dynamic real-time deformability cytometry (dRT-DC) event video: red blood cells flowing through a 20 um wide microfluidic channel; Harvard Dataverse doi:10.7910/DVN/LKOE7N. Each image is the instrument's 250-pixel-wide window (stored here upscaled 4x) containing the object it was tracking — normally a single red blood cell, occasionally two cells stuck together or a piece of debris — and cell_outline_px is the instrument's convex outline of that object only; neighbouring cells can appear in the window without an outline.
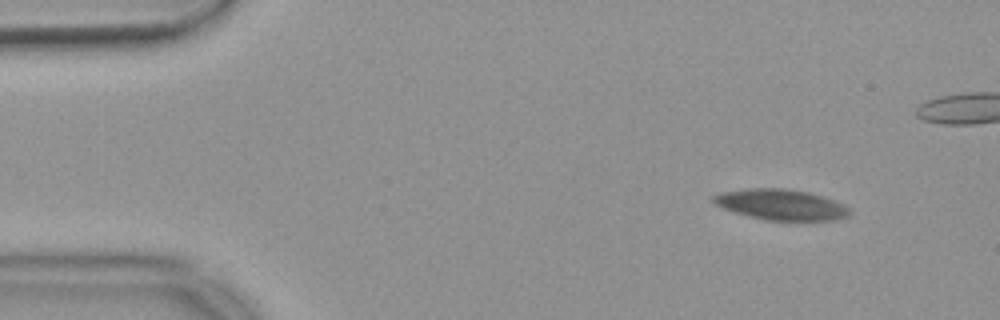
{"species": "common noctule bat (a hibernating species)", "species_latin": "Nyctalus noctula", "temperature_condition": "warm", "stored_images_in_passage": 55, "camera_frame_rate_fps": 3000, "um_per_image_px": 0.085, "animal": {"sex": "female", "body_mass_g": 18.4}, "frame": {"image": 1, "passage_image": 1, "time_ms": 0.0, "image_size_px": [1000, 320], "cell_outline_px": [[848, 216], [832, 220], [764, 220], [736, 212], [724, 208], [716, 204], [712, 200], [712, 196], [720, 192], [752, 188], [784, 188], [808, 192], [832, 200], [848, 208]], "centroid_in_image_um": [66.33, 17.38], "position_along_channel_um": 18.7, "area_um2": 23.81}}
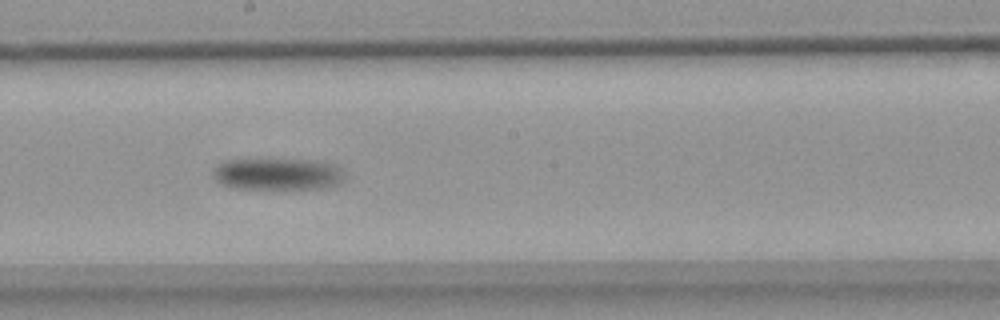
{"frame": {"image": 2, "passage_image": 27, "time_ms": 8.667, "image_size_px": [1000, 320], "cell_outline_px": [[344, 176], [336, 184], [328, 188], [292, 192], [236, 188], [224, 184], [216, 180], [216, 168], [224, 160], [304, 160], [328, 164], [336, 168]], "centroid_in_image_um": [23.6, 14.88], "position_along_channel_um": 224.6, "area_um2": 24.51}}
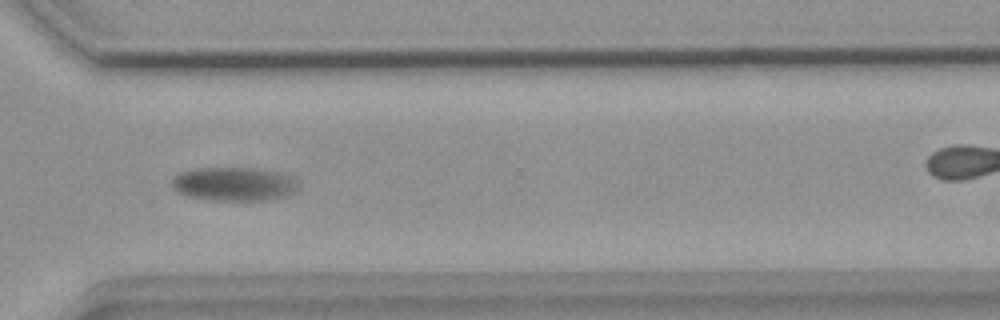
{"frame": {"image": 3, "passage_image": 38, "time_ms": 12.333, "image_size_px": [1000, 320], "cell_outline_px": [[296, 184], [288, 196], [276, 200], [212, 200], [188, 196], [180, 192], [172, 184], [172, 180], [180, 172], [196, 168], [256, 168], [276, 172], [288, 176]], "centroid_in_image_um": [19.86, 15.65], "position_along_channel_um": 350.7, "area_um2": 24.33}, "authors_computed_cell_mechanics": {"area_um2": 24.9696, "velocity_mm_per_s": 3.4248, "shape_relaxation_time_tau1_ms": 4.6537, "shape_relaxation_time_tau2_ms": null, "deformation_change_tau1": 0.1123, "deformation_change_tau2": null}}